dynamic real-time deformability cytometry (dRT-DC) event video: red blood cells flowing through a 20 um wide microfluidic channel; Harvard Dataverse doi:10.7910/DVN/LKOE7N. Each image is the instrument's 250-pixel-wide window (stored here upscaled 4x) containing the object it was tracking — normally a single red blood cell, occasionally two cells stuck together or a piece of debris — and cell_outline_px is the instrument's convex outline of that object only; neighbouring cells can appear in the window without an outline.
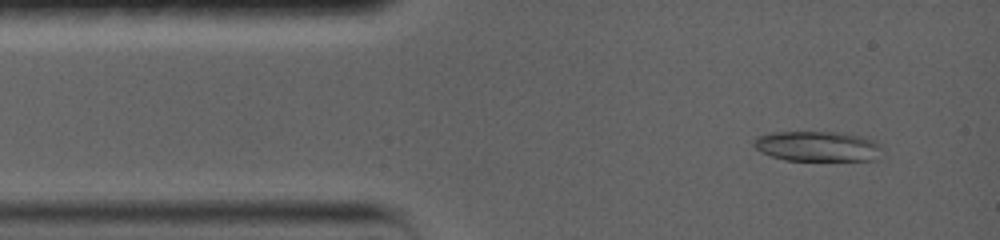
{"species": "common noctule bat (a hibernating species)", "species_latin": "Nyctalus noctula", "temperature_condition": "warm", "stored_images_in_passage": 50, "camera_frame_rate_fps": 5000, "um_per_image_px": 0.085, "animal": {"sex": "female", "body_mass_g": 19.0, "forearm_length_mm": 56.7}, "frame": {"image": 1, "passage_image": 4, "time_ms": 1.0, "image_size_px": [1000, 240], "cell_outline_px": [[880, 148], [876, 160], [784, 160], [760, 152], [752, 144], [752, 140], [756, 136], [772, 132], [844, 132], [876, 140]], "centroid_in_image_um": [69.44, 12.42], "position_along_channel_um": 15.6, "area_um2": 22.66}}
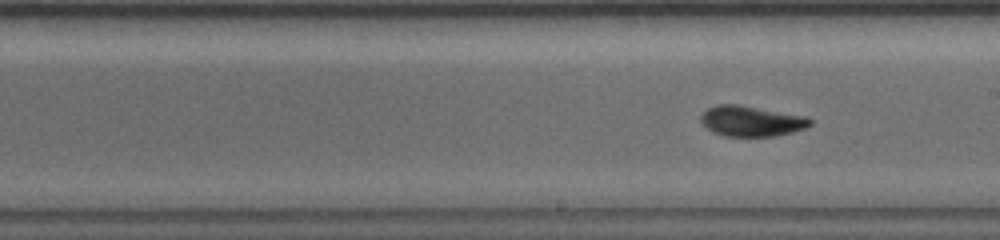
{"frame": {"image": 2, "passage_image": 24, "time_ms": 8.0, "image_size_px": [1000, 240], "cell_outline_px": [[812, 124], [804, 128], [792, 132], [776, 136], [724, 136], [712, 132], [700, 120], [700, 116], [708, 108], [716, 104], [740, 104], [808, 116], [812, 120]], "centroid_in_image_um": [63.88, 10.28], "position_along_channel_um": 225.1, "area_um2": 19.59}}
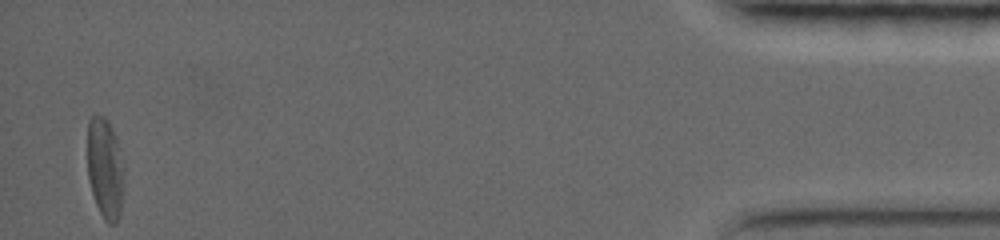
{"frame": {"image": 3, "passage_image": 50, "time_ms": 16.6, "image_size_px": [1000, 240], "cell_outline_px": [[124, 184], [120, 216], [116, 224], [108, 224], [104, 220], [96, 204], [88, 180], [88, 120], [96, 112], [104, 116], [112, 128], [116, 136], [124, 168]], "centroid_in_image_um": [8.94, 14.32], "position_along_channel_um": 426.3, "area_um2": 21.91}, "authors_computed_cell_mechanics": {"area_um2": 19.5942, "velocity_mm_per_s": 3.665, "shape_relaxation_time_tau1_ms": 3.9916, "shape_relaxation_time_tau2_ms": 2.282, "deformation_change_tau1": 0.1754, "deformation_change_tau2": 0.0671}}